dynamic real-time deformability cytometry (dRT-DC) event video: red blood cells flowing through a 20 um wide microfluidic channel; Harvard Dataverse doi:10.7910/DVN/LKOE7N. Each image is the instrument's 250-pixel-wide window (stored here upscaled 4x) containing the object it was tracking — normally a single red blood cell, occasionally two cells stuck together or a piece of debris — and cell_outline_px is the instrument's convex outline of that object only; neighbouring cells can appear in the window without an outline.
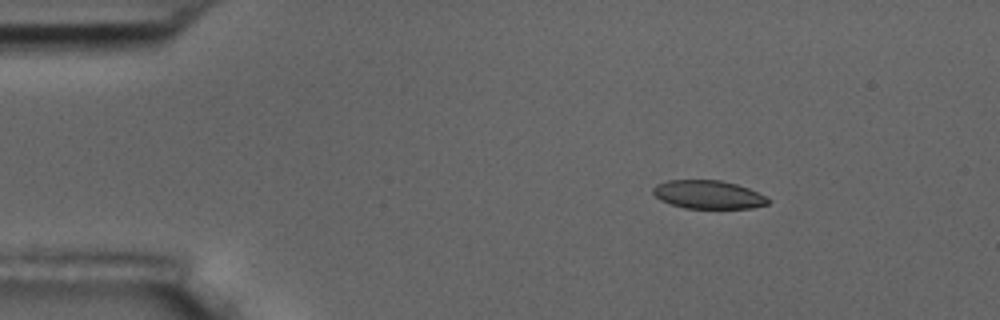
{"species": "common noctule bat (a hibernating species)", "species_latin": "Nyctalus noctula", "temperature_condition": "room temperature", "stored_images_in_passage": 7, "camera_frame_rate_fps": 3000, "um_per_image_px": 0.085, "animal": {"sex": "male", "body_mass_g": 17.5, "forearm_length_mm": 52.3}, "frame": {"image": 1, "passage_image": 3, "time_ms": 2.333, "image_size_px": [1000, 320], "cell_outline_px": [[768, 204], [752, 208], [684, 208], [660, 200], [652, 192], [652, 188], [656, 184], [668, 180], [720, 180], [736, 184], [748, 188], [764, 196], [768, 200]], "centroid_in_image_um": [60.16, 16.53], "position_along_channel_um": 24.8, "area_um2": 18.84}}
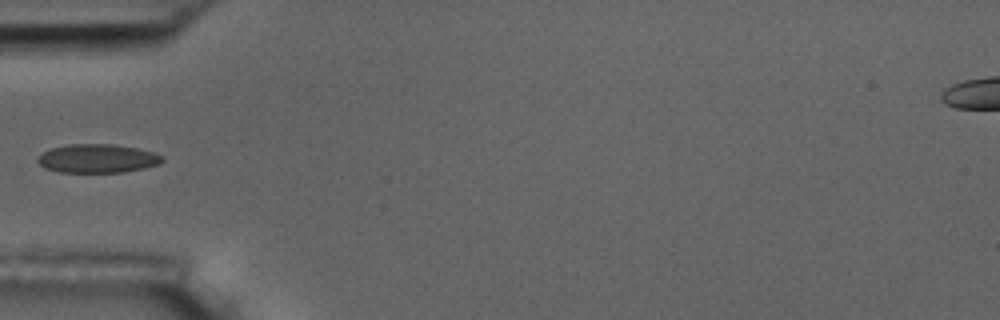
{"frame": {"image": 2, "passage_image": 6, "time_ms": 5.667, "image_size_px": [1000, 320], "cell_outline_px": [[164, 160], [160, 164], [144, 168], [124, 172], [60, 172], [44, 168], [36, 160], [44, 152], [52, 148], [72, 144], [112, 144], [136, 148], [152, 152], [164, 156]], "centroid_in_image_um": [8.31, 13.48], "position_along_channel_um": 76.7, "area_um2": 20.69}}